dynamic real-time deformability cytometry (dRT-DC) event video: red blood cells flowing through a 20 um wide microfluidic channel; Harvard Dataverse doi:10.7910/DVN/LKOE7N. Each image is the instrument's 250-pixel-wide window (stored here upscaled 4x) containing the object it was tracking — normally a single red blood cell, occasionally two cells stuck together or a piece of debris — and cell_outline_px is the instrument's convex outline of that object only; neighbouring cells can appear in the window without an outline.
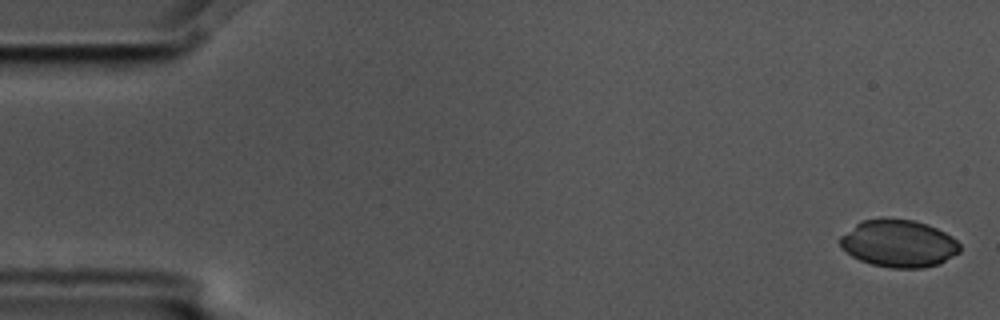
{"species": "common noctule bat (a hibernating species)", "species_latin": "Nyctalus noctula", "temperature_condition": "cold", "stored_images_in_passage": 5, "camera_frame_rate_fps": 3000, "um_per_image_px": 0.085, "animal": {"sex": "male", "body_mass_g": 17.5, "forearm_length_mm": 52.3}, "frame": {"image": 1, "passage_image": 1, "time_ms": 0.0, "image_size_px": [1000, 320], "cell_outline_px": [[960, 252], [940, 264], [924, 268], [892, 268], [872, 264], [860, 260], [852, 256], [840, 248], [840, 236], [856, 224], [864, 220], [912, 220], [928, 224], [952, 236], [960, 244]], "centroid_in_image_um": [76.41, 20.73], "position_along_channel_um": 8.6, "area_um2": 32.77}}